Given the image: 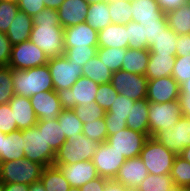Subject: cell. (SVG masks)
I'll return each instance as SVG.
<instances>
[{"mask_svg": "<svg viewBox=\"0 0 190 191\" xmlns=\"http://www.w3.org/2000/svg\"><path fill=\"white\" fill-rule=\"evenodd\" d=\"M30 41L48 58L64 55V28L60 25L58 11L45 7L32 17Z\"/></svg>", "mask_w": 190, "mask_h": 191, "instance_id": "1", "label": "cell"}, {"mask_svg": "<svg viewBox=\"0 0 190 191\" xmlns=\"http://www.w3.org/2000/svg\"><path fill=\"white\" fill-rule=\"evenodd\" d=\"M14 95L30 98L43 92L54 90L48 65H42L26 70L12 69Z\"/></svg>", "mask_w": 190, "mask_h": 191, "instance_id": "2", "label": "cell"}, {"mask_svg": "<svg viewBox=\"0 0 190 191\" xmlns=\"http://www.w3.org/2000/svg\"><path fill=\"white\" fill-rule=\"evenodd\" d=\"M100 142L86 137L83 133L78 137H68L56 152L53 165H70L81 161H91Z\"/></svg>", "mask_w": 190, "mask_h": 191, "instance_id": "3", "label": "cell"}, {"mask_svg": "<svg viewBox=\"0 0 190 191\" xmlns=\"http://www.w3.org/2000/svg\"><path fill=\"white\" fill-rule=\"evenodd\" d=\"M44 166L26 158L0 162V183L30 185L40 180Z\"/></svg>", "mask_w": 190, "mask_h": 191, "instance_id": "4", "label": "cell"}, {"mask_svg": "<svg viewBox=\"0 0 190 191\" xmlns=\"http://www.w3.org/2000/svg\"><path fill=\"white\" fill-rule=\"evenodd\" d=\"M176 156L155 138L149 137L139 157L150 174L165 175L170 174Z\"/></svg>", "mask_w": 190, "mask_h": 191, "instance_id": "5", "label": "cell"}, {"mask_svg": "<svg viewBox=\"0 0 190 191\" xmlns=\"http://www.w3.org/2000/svg\"><path fill=\"white\" fill-rule=\"evenodd\" d=\"M25 158L44 167L53 165L56 153L46 143L43 132L36 126L22 130Z\"/></svg>", "mask_w": 190, "mask_h": 191, "instance_id": "6", "label": "cell"}, {"mask_svg": "<svg viewBox=\"0 0 190 191\" xmlns=\"http://www.w3.org/2000/svg\"><path fill=\"white\" fill-rule=\"evenodd\" d=\"M99 84L90 78L81 76L69 89L57 90L62 109H74L76 105H87L95 102Z\"/></svg>", "mask_w": 190, "mask_h": 191, "instance_id": "7", "label": "cell"}, {"mask_svg": "<svg viewBox=\"0 0 190 191\" xmlns=\"http://www.w3.org/2000/svg\"><path fill=\"white\" fill-rule=\"evenodd\" d=\"M182 117L183 113L179 100L165 103L149 102L148 121L150 137L157 131H165L169 126L175 125Z\"/></svg>", "mask_w": 190, "mask_h": 191, "instance_id": "8", "label": "cell"}, {"mask_svg": "<svg viewBox=\"0 0 190 191\" xmlns=\"http://www.w3.org/2000/svg\"><path fill=\"white\" fill-rule=\"evenodd\" d=\"M47 65L55 91L71 88L82 76L83 67L70 62L64 55L49 58Z\"/></svg>", "mask_w": 190, "mask_h": 191, "instance_id": "9", "label": "cell"}, {"mask_svg": "<svg viewBox=\"0 0 190 191\" xmlns=\"http://www.w3.org/2000/svg\"><path fill=\"white\" fill-rule=\"evenodd\" d=\"M110 83L120 95L131 100H142L147 96L148 78L144 75L118 70L112 74Z\"/></svg>", "mask_w": 190, "mask_h": 191, "instance_id": "10", "label": "cell"}, {"mask_svg": "<svg viewBox=\"0 0 190 191\" xmlns=\"http://www.w3.org/2000/svg\"><path fill=\"white\" fill-rule=\"evenodd\" d=\"M48 59L45 53L29 40L12 46L8 66L16 70H26L45 65Z\"/></svg>", "mask_w": 190, "mask_h": 191, "instance_id": "11", "label": "cell"}, {"mask_svg": "<svg viewBox=\"0 0 190 191\" xmlns=\"http://www.w3.org/2000/svg\"><path fill=\"white\" fill-rule=\"evenodd\" d=\"M147 134L124 128L113 135L108 136L107 143L110 144L117 152L122 154L125 159L136 158L140 156L146 140Z\"/></svg>", "mask_w": 190, "mask_h": 191, "instance_id": "12", "label": "cell"}, {"mask_svg": "<svg viewBox=\"0 0 190 191\" xmlns=\"http://www.w3.org/2000/svg\"><path fill=\"white\" fill-rule=\"evenodd\" d=\"M167 149L179 155L181 151L190 145V123L188 117L180 118L175 125H171L165 131H157L153 136Z\"/></svg>", "mask_w": 190, "mask_h": 191, "instance_id": "13", "label": "cell"}, {"mask_svg": "<svg viewBox=\"0 0 190 191\" xmlns=\"http://www.w3.org/2000/svg\"><path fill=\"white\" fill-rule=\"evenodd\" d=\"M91 161L95 165L100 177L114 180L119 168L124 164L126 159L110 144L103 142L96 149Z\"/></svg>", "mask_w": 190, "mask_h": 191, "instance_id": "14", "label": "cell"}, {"mask_svg": "<svg viewBox=\"0 0 190 191\" xmlns=\"http://www.w3.org/2000/svg\"><path fill=\"white\" fill-rule=\"evenodd\" d=\"M180 85L172 76L148 79L147 96L149 102L165 103L179 100Z\"/></svg>", "mask_w": 190, "mask_h": 191, "instance_id": "15", "label": "cell"}, {"mask_svg": "<svg viewBox=\"0 0 190 191\" xmlns=\"http://www.w3.org/2000/svg\"><path fill=\"white\" fill-rule=\"evenodd\" d=\"M149 175L148 169L145 167L140 157L126 159L114 181L122 184L130 190L137 189L144 179Z\"/></svg>", "mask_w": 190, "mask_h": 191, "instance_id": "16", "label": "cell"}, {"mask_svg": "<svg viewBox=\"0 0 190 191\" xmlns=\"http://www.w3.org/2000/svg\"><path fill=\"white\" fill-rule=\"evenodd\" d=\"M29 99L38 120H54L63 110L55 90L39 92Z\"/></svg>", "mask_w": 190, "mask_h": 191, "instance_id": "17", "label": "cell"}, {"mask_svg": "<svg viewBox=\"0 0 190 191\" xmlns=\"http://www.w3.org/2000/svg\"><path fill=\"white\" fill-rule=\"evenodd\" d=\"M62 172L71 187L80 188L89 181L99 177L92 161H81L70 165H55Z\"/></svg>", "mask_w": 190, "mask_h": 191, "instance_id": "18", "label": "cell"}, {"mask_svg": "<svg viewBox=\"0 0 190 191\" xmlns=\"http://www.w3.org/2000/svg\"><path fill=\"white\" fill-rule=\"evenodd\" d=\"M65 47H98V31L86 22L64 28Z\"/></svg>", "mask_w": 190, "mask_h": 191, "instance_id": "19", "label": "cell"}, {"mask_svg": "<svg viewBox=\"0 0 190 191\" xmlns=\"http://www.w3.org/2000/svg\"><path fill=\"white\" fill-rule=\"evenodd\" d=\"M89 4L85 0H65L59 7L58 17L63 28L84 23Z\"/></svg>", "mask_w": 190, "mask_h": 191, "instance_id": "20", "label": "cell"}, {"mask_svg": "<svg viewBox=\"0 0 190 191\" xmlns=\"http://www.w3.org/2000/svg\"><path fill=\"white\" fill-rule=\"evenodd\" d=\"M9 105L18 130L32 128L37 124L38 118L28 97L14 95L9 101Z\"/></svg>", "mask_w": 190, "mask_h": 191, "instance_id": "21", "label": "cell"}, {"mask_svg": "<svg viewBox=\"0 0 190 191\" xmlns=\"http://www.w3.org/2000/svg\"><path fill=\"white\" fill-rule=\"evenodd\" d=\"M25 158L23 132L16 130L9 134L0 131V162Z\"/></svg>", "mask_w": 190, "mask_h": 191, "instance_id": "22", "label": "cell"}, {"mask_svg": "<svg viewBox=\"0 0 190 191\" xmlns=\"http://www.w3.org/2000/svg\"><path fill=\"white\" fill-rule=\"evenodd\" d=\"M132 21L140 23L157 22L165 12L159 7L156 0H130Z\"/></svg>", "mask_w": 190, "mask_h": 191, "instance_id": "23", "label": "cell"}, {"mask_svg": "<svg viewBox=\"0 0 190 191\" xmlns=\"http://www.w3.org/2000/svg\"><path fill=\"white\" fill-rule=\"evenodd\" d=\"M98 47L128 49V35L126 25L109 24L98 31Z\"/></svg>", "mask_w": 190, "mask_h": 191, "instance_id": "24", "label": "cell"}, {"mask_svg": "<svg viewBox=\"0 0 190 191\" xmlns=\"http://www.w3.org/2000/svg\"><path fill=\"white\" fill-rule=\"evenodd\" d=\"M33 29L32 17L24 11L19 10L15 19L7 30V37L12 45L30 40V33Z\"/></svg>", "mask_w": 190, "mask_h": 191, "instance_id": "25", "label": "cell"}, {"mask_svg": "<svg viewBox=\"0 0 190 191\" xmlns=\"http://www.w3.org/2000/svg\"><path fill=\"white\" fill-rule=\"evenodd\" d=\"M149 101L145 98L136 100L131 112L126 119L127 128L134 131L147 134L150 137L149 121H148Z\"/></svg>", "mask_w": 190, "mask_h": 191, "instance_id": "26", "label": "cell"}, {"mask_svg": "<svg viewBox=\"0 0 190 191\" xmlns=\"http://www.w3.org/2000/svg\"><path fill=\"white\" fill-rule=\"evenodd\" d=\"M175 57L176 55H157L150 52L145 76L148 79L172 76V70L175 65Z\"/></svg>", "mask_w": 190, "mask_h": 191, "instance_id": "27", "label": "cell"}, {"mask_svg": "<svg viewBox=\"0 0 190 191\" xmlns=\"http://www.w3.org/2000/svg\"><path fill=\"white\" fill-rule=\"evenodd\" d=\"M165 15L168 27L177 35L190 34V1Z\"/></svg>", "mask_w": 190, "mask_h": 191, "instance_id": "28", "label": "cell"}, {"mask_svg": "<svg viewBox=\"0 0 190 191\" xmlns=\"http://www.w3.org/2000/svg\"><path fill=\"white\" fill-rule=\"evenodd\" d=\"M149 56V50L128 48L124 56L121 70L145 76Z\"/></svg>", "mask_w": 190, "mask_h": 191, "instance_id": "29", "label": "cell"}, {"mask_svg": "<svg viewBox=\"0 0 190 191\" xmlns=\"http://www.w3.org/2000/svg\"><path fill=\"white\" fill-rule=\"evenodd\" d=\"M35 126L43 132L46 143L49 144L55 153L66 141L65 133L61 125H59L57 118L54 120H38Z\"/></svg>", "mask_w": 190, "mask_h": 191, "instance_id": "30", "label": "cell"}, {"mask_svg": "<svg viewBox=\"0 0 190 191\" xmlns=\"http://www.w3.org/2000/svg\"><path fill=\"white\" fill-rule=\"evenodd\" d=\"M85 22L96 31L103 30L111 24L108 1L90 4Z\"/></svg>", "mask_w": 190, "mask_h": 191, "instance_id": "31", "label": "cell"}, {"mask_svg": "<svg viewBox=\"0 0 190 191\" xmlns=\"http://www.w3.org/2000/svg\"><path fill=\"white\" fill-rule=\"evenodd\" d=\"M40 181L46 191H69L71 187L60 169L55 165L44 167Z\"/></svg>", "mask_w": 190, "mask_h": 191, "instance_id": "32", "label": "cell"}, {"mask_svg": "<svg viewBox=\"0 0 190 191\" xmlns=\"http://www.w3.org/2000/svg\"><path fill=\"white\" fill-rule=\"evenodd\" d=\"M113 72L101 62L100 58L95 55L84 66L82 76L90 78L97 84L109 83L111 81Z\"/></svg>", "mask_w": 190, "mask_h": 191, "instance_id": "33", "label": "cell"}, {"mask_svg": "<svg viewBox=\"0 0 190 191\" xmlns=\"http://www.w3.org/2000/svg\"><path fill=\"white\" fill-rule=\"evenodd\" d=\"M177 39L178 35L167 27L156 40H153L148 50L157 55H176Z\"/></svg>", "mask_w": 190, "mask_h": 191, "instance_id": "34", "label": "cell"}, {"mask_svg": "<svg viewBox=\"0 0 190 191\" xmlns=\"http://www.w3.org/2000/svg\"><path fill=\"white\" fill-rule=\"evenodd\" d=\"M126 52V48H97V56L100 58L101 62H103L105 66L108 67V69L113 73L121 70Z\"/></svg>", "mask_w": 190, "mask_h": 191, "instance_id": "35", "label": "cell"}, {"mask_svg": "<svg viewBox=\"0 0 190 191\" xmlns=\"http://www.w3.org/2000/svg\"><path fill=\"white\" fill-rule=\"evenodd\" d=\"M57 120L65 133L66 139L68 137H78V134L82 133L83 123L73 109H63L57 117Z\"/></svg>", "mask_w": 190, "mask_h": 191, "instance_id": "36", "label": "cell"}, {"mask_svg": "<svg viewBox=\"0 0 190 191\" xmlns=\"http://www.w3.org/2000/svg\"><path fill=\"white\" fill-rule=\"evenodd\" d=\"M108 9L113 24L126 25L132 21L130 0H110Z\"/></svg>", "mask_w": 190, "mask_h": 191, "instance_id": "37", "label": "cell"}, {"mask_svg": "<svg viewBox=\"0 0 190 191\" xmlns=\"http://www.w3.org/2000/svg\"><path fill=\"white\" fill-rule=\"evenodd\" d=\"M170 176L176 187H190V163L177 155L174 159Z\"/></svg>", "mask_w": 190, "mask_h": 191, "instance_id": "38", "label": "cell"}, {"mask_svg": "<svg viewBox=\"0 0 190 191\" xmlns=\"http://www.w3.org/2000/svg\"><path fill=\"white\" fill-rule=\"evenodd\" d=\"M175 187L170 174H150L144 179L137 191H169Z\"/></svg>", "mask_w": 190, "mask_h": 191, "instance_id": "39", "label": "cell"}, {"mask_svg": "<svg viewBox=\"0 0 190 191\" xmlns=\"http://www.w3.org/2000/svg\"><path fill=\"white\" fill-rule=\"evenodd\" d=\"M128 35V47L131 49H146L148 43L145 37L144 26L133 21L126 24Z\"/></svg>", "mask_w": 190, "mask_h": 191, "instance_id": "40", "label": "cell"}, {"mask_svg": "<svg viewBox=\"0 0 190 191\" xmlns=\"http://www.w3.org/2000/svg\"><path fill=\"white\" fill-rule=\"evenodd\" d=\"M134 102V100L118 94L110 109L105 113V116H111V119L126 120Z\"/></svg>", "mask_w": 190, "mask_h": 191, "instance_id": "41", "label": "cell"}, {"mask_svg": "<svg viewBox=\"0 0 190 191\" xmlns=\"http://www.w3.org/2000/svg\"><path fill=\"white\" fill-rule=\"evenodd\" d=\"M82 133L94 141L106 142L108 133L105 118L95 119L92 122L83 124Z\"/></svg>", "mask_w": 190, "mask_h": 191, "instance_id": "42", "label": "cell"}, {"mask_svg": "<svg viewBox=\"0 0 190 191\" xmlns=\"http://www.w3.org/2000/svg\"><path fill=\"white\" fill-rule=\"evenodd\" d=\"M98 47H65L64 56L79 66H84L91 58L97 55Z\"/></svg>", "mask_w": 190, "mask_h": 191, "instance_id": "43", "label": "cell"}, {"mask_svg": "<svg viewBox=\"0 0 190 191\" xmlns=\"http://www.w3.org/2000/svg\"><path fill=\"white\" fill-rule=\"evenodd\" d=\"M73 110L83 124L92 122L95 119L104 118L106 113L96 102H91L83 106L76 105Z\"/></svg>", "mask_w": 190, "mask_h": 191, "instance_id": "44", "label": "cell"}, {"mask_svg": "<svg viewBox=\"0 0 190 191\" xmlns=\"http://www.w3.org/2000/svg\"><path fill=\"white\" fill-rule=\"evenodd\" d=\"M13 96L12 68L0 66V104L9 103Z\"/></svg>", "mask_w": 190, "mask_h": 191, "instance_id": "45", "label": "cell"}, {"mask_svg": "<svg viewBox=\"0 0 190 191\" xmlns=\"http://www.w3.org/2000/svg\"><path fill=\"white\" fill-rule=\"evenodd\" d=\"M19 11L17 3L0 1V32L7 33V30Z\"/></svg>", "mask_w": 190, "mask_h": 191, "instance_id": "46", "label": "cell"}, {"mask_svg": "<svg viewBox=\"0 0 190 191\" xmlns=\"http://www.w3.org/2000/svg\"><path fill=\"white\" fill-rule=\"evenodd\" d=\"M118 94L110 82L100 84L96 93L95 102L107 112Z\"/></svg>", "mask_w": 190, "mask_h": 191, "instance_id": "47", "label": "cell"}, {"mask_svg": "<svg viewBox=\"0 0 190 191\" xmlns=\"http://www.w3.org/2000/svg\"><path fill=\"white\" fill-rule=\"evenodd\" d=\"M172 77L179 85L190 78V56L175 57Z\"/></svg>", "mask_w": 190, "mask_h": 191, "instance_id": "48", "label": "cell"}, {"mask_svg": "<svg viewBox=\"0 0 190 191\" xmlns=\"http://www.w3.org/2000/svg\"><path fill=\"white\" fill-rule=\"evenodd\" d=\"M167 27L168 25L165 14L157 20V22L144 23V32L148 43V48L152 45L153 40H156Z\"/></svg>", "mask_w": 190, "mask_h": 191, "instance_id": "49", "label": "cell"}, {"mask_svg": "<svg viewBox=\"0 0 190 191\" xmlns=\"http://www.w3.org/2000/svg\"><path fill=\"white\" fill-rule=\"evenodd\" d=\"M16 130H18L17 123L9 103L0 104V131L9 134Z\"/></svg>", "mask_w": 190, "mask_h": 191, "instance_id": "50", "label": "cell"}, {"mask_svg": "<svg viewBox=\"0 0 190 191\" xmlns=\"http://www.w3.org/2000/svg\"><path fill=\"white\" fill-rule=\"evenodd\" d=\"M17 4L19 10L31 17L45 8L44 0H19Z\"/></svg>", "mask_w": 190, "mask_h": 191, "instance_id": "51", "label": "cell"}, {"mask_svg": "<svg viewBox=\"0 0 190 191\" xmlns=\"http://www.w3.org/2000/svg\"><path fill=\"white\" fill-rule=\"evenodd\" d=\"M12 44L10 43L7 35L0 32V66H6L9 63Z\"/></svg>", "mask_w": 190, "mask_h": 191, "instance_id": "52", "label": "cell"}, {"mask_svg": "<svg viewBox=\"0 0 190 191\" xmlns=\"http://www.w3.org/2000/svg\"><path fill=\"white\" fill-rule=\"evenodd\" d=\"M176 57L190 56V34L178 35Z\"/></svg>", "mask_w": 190, "mask_h": 191, "instance_id": "53", "label": "cell"}, {"mask_svg": "<svg viewBox=\"0 0 190 191\" xmlns=\"http://www.w3.org/2000/svg\"><path fill=\"white\" fill-rule=\"evenodd\" d=\"M108 136L127 127L126 120L111 119V116H105Z\"/></svg>", "mask_w": 190, "mask_h": 191, "instance_id": "54", "label": "cell"}, {"mask_svg": "<svg viewBox=\"0 0 190 191\" xmlns=\"http://www.w3.org/2000/svg\"><path fill=\"white\" fill-rule=\"evenodd\" d=\"M108 181H109L108 179L99 176L89 181L82 187H80V190L81 191H104L106 183Z\"/></svg>", "mask_w": 190, "mask_h": 191, "instance_id": "55", "label": "cell"}, {"mask_svg": "<svg viewBox=\"0 0 190 191\" xmlns=\"http://www.w3.org/2000/svg\"><path fill=\"white\" fill-rule=\"evenodd\" d=\"M159 7L166 13L173 9H176L190 0H156Z\"/></svg>", "mask_w": 190, "mask_h": 191, "instance_id": "56", "label": "cell"}, {"mask_svg": "<svg viewBox=\"0 0 190 191\" xmlns=\"http://www.w3.org/2000/svg\"><path fill=\"white\" fill-rule=\"evenodd\" d=\"M179 103L183 116L190 117V93H180Z\"/></svg>", "mask_w": 190, "mask_h": 191, "instance_id": "57", "label": "cell"}, {"mask_svg": "<svg viewBox=\"0 0 190 191\" xmlns=\"http://www.w3.org/2000/svg\"><path fill=\"white\" fill-rule=\"evenodd\" d=\"M4 191H29V185L21 183L2 184Z\"/></svg>", "mask_w": 190, "mask_h": 191, "instance_id": "58", "label": "cell"}, {"mask_svg": "<svg viewBox=\"0 0 190 191\" xmlns=\"http://www.w3.org/2000/svg\"><path fill=\"white\" fill-rule=\"evenodd\" d=\"M104 191H130V189L125 188L122 184L114 180H109L106 183Z\"/></svg>", "mask_w": 190, "mask_h": 191, "instance_id": "59", "label": "cell"}, {"mask_svg": "<svg viewBox=\"0 0 190 191\" xmlns=\"http://www.w3.org/2000/svg\"><path fill=\"white\" fill-rule=\"evenodd\" d=\"M65 0H44L45 7L58 10Z\"/></svg>", "mask_w": 190, "mask_h": 191, "instance_id": "60", "label": "cell"}, {"mask_svg": "<svg viewBox=\"0 0 190 191\" xmlns=\"http://www.w3.org/2000/svg\"><path fill=\"white\" fill-rule=\"evenodd\" d=\"M29 191H46L44 185L39 180L29 185Z\"/></svg>", "mask_w": 190, "mask_h": 191, "instance_id": "61", "label": "cell"}, {"mask_svg": "<svg viewBox=\"0 0 190 191\" xmlns=\"http://www.w3.org/2000/svg\"><path fill=\"white\" fill-rule=\"evenodd\" d=\"M184 160L190 163V145L186 146L179 154Z\"/></svg>", "mask_w": 190, "mask_h": 191, "instance_id": "62", "label": "cell"}, {"mask_svg": "<svg viewBox=\"0 0 190 191\" xmlns=\"http://www.w3.org/2000/svg\"><path fill=\"white\" fill-rule=\"evenodd\" d=\"M180 93H190V78L180 85Z\"/></svg>", "mask_w": 190, "mask_h": 191, "instance_id": "63", "label": "cell"}, {"mask_svg": "<svg viewBox=\"0 0 190 191\" xmlns=\"http://www.w3.org/2000/svg\"><path fill=\"white\" fill-rule=\"evenodd\" d=\"M89 5L90 4H94V3H100V2H103L105 0H85Z\"/></svg>", "mask_w": 190, "mask_h": 191, "instance_id": "64", "label": "cell"}, {"mask_svg": "<svg viewBox=\"0 0 190 191\" xmlns=\"http://www.w3.org/2000/svg\"><path fill=\"white\" fill-rule=\"evenodd\" d=\"M178 191H190V187H186V188L178 187Z\"/></svg>", "mask_w": 190, "mask_h": 191, "instance_id": "65", "label": "cell"}, {"mask_svg": "<svg viewBox=\"0 0 190 191\" xmlns=\"http://www.w3.org/2000/svg\"><path fill=\"white\" fill-rule=\"evenodd\" d=\"M69 191H81L80 188L70 187Z\"/></svg>", "mask_w": 190, "mask_h": 191, "instance_id": "66", "label": "cell"}, {"mask_svg": "<svg viewBox=\"0 0 190 191\" xmlns=\"http://www.w3.org/2000/svg\"><path fill=\"white\" fill-rule=\"evenodd\" d=\"M0 1H7V2H12V3H18L19 0H0Z\"/></svg>", "mask_w": 190, "mask_h": 191, "instance_id": "67", "label": "cell"}, {"mask_svg": "<svg viewBox=\"0 0 190 191\" xmlns=\"http://www.w3.org/2000/svg\"><path fill=\"white\" fill-rule=\"evenodd\" d=\"M130 191H137V190L135 189V190H130ZM169 191H178V187L175 186L173 189H171Z\"/></svg>", "mask_w": 190, "mask_h": 191, "instance_id": "68", "label": "cell"}, {"mask_svg": "<svg viewBox=\"0 0 190 191\" xmlns=\"http://www.w3.org/2000/svg\"><path fill=\"white\" fill-rule=\"evenodd\" d=\"M0 191H4V190H3L2 183H0Z\"/></svg>", "mask_w": 190, "mask_h": 191, "instance_id": "69", "label": "cell"}]
</instances>
